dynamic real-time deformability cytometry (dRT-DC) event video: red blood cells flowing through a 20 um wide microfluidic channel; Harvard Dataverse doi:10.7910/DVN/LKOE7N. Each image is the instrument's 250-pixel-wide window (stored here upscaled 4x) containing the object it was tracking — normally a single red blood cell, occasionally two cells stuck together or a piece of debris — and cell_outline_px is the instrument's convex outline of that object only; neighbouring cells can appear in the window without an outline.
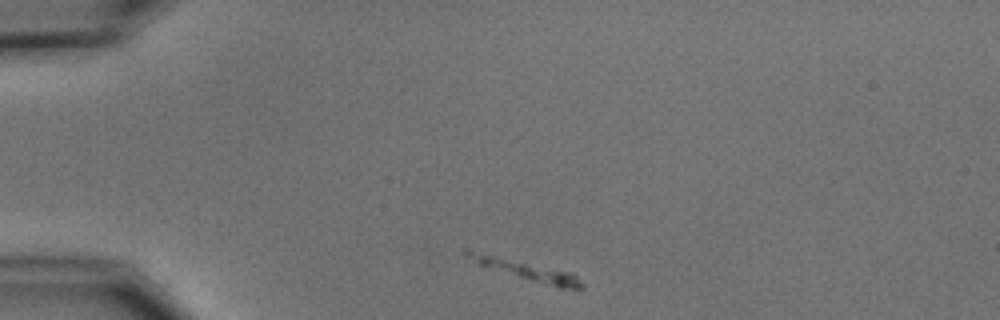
{"species": "common noctule bat (a hibernating species)", "species_latin": "Nyctalus noctula", "temperature_condition": "cold", "stored_images_in_passage": 2, "camera_frame_rate_fps": 3000, "um_per_image_px": 0.085, "animal": {"sex": "male", "body_mass_g": 15.6}, "frame": {"image": 1, "passage_image": 1, "time_ms": 0.0, "image_size_px": [1000, 320], "cell_outline_px": [[584, 288], [560, 288], [480, 264], [460, 252], [464, 248], [468, 248], [572, 272], [584, 284]], "centroid_in_image_um": [44.72, 22.9], "position_along_channel_um": 40.3, "area_um2": 12.89}}